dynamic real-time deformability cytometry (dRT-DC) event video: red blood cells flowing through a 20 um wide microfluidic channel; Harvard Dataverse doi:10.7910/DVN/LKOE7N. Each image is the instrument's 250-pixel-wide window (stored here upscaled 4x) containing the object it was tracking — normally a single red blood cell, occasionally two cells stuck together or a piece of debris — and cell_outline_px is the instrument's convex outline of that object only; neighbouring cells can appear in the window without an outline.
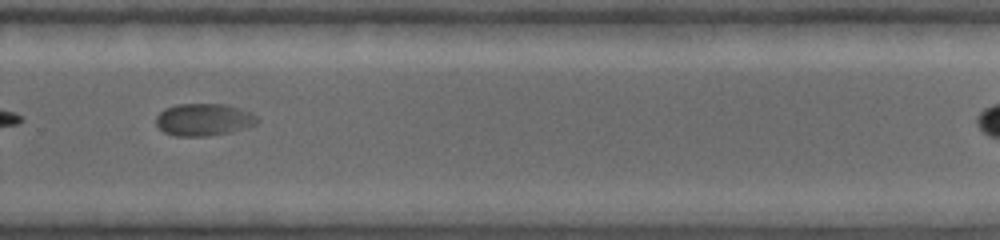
{"species": "common noctule bat (a hibernating species)", "species_latin": "Nyctalus noctula", "temperature_condition": "warm", "stored_images_in_passage": 16, "camera_frame_rate_fps": 4500, "um_per_image_px": 0.085, "animal": {"sex": "female", "body_mass_g": 19.0, "forearm_length_mm": 53.3}, "frame": {"image": 1, "passage_image": 12, "time_ms": 6.222, "image_size_px": [1000, 240], "cell_outline_px": [[260, 120], [256, 124], [232, 132], [208, 136], [176, 136], [164, 132], [156, 124], [156, 116], [164, 108], [176, 104], [228, 104], [240, 108], [256, 116]], "centroid_in_image_um": [17.31, 10.16], "position_along_channel_um": 312.5, "area_um2": 19.13}}